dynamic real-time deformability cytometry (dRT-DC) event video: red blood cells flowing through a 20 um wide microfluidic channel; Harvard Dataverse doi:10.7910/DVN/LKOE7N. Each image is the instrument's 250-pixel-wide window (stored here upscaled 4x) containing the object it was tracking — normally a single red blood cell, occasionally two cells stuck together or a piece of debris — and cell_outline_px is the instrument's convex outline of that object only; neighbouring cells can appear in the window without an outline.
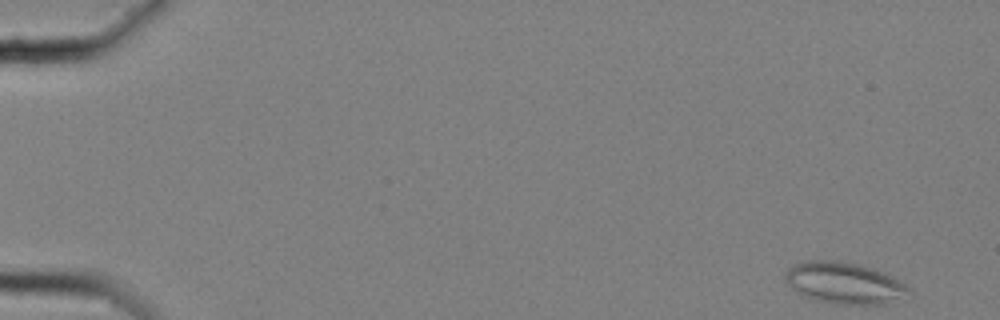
{"species": "common noctule bat (a hibernating species)", "species_latin": "Nyctalus noctula", "temperature_condition": "cold", "stored_images_in_passage": 57, "camera_frame_rate_fps": 3000, "um_per_image_px": 0.085, "animal": {"sex": "female", "body_mass_g": 25.1}, "frame": {"image": 1, "passage_image": 1, "time_ms": 0.0, "image_size_px": [1000, 320], "cell_outline_px": [[912, 296], [904, 300], [888, 304], [832, 304], [812, 300], [800, 296], [784, 280], [784, 272], [792, 264], [808, 260], [840, 260], [872, 268], [892, 276], [900, 280], [912, 292]], "centroid_in_image_um": [71.77, 24.08], "position_along_channel_um": 13.2, "area_um2": 30.81}}
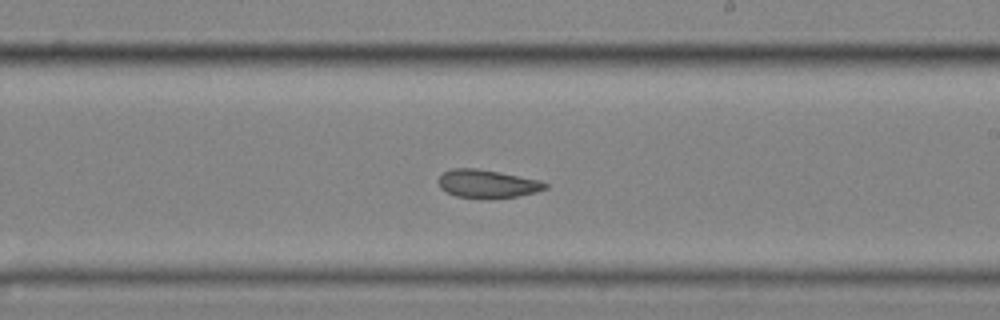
{"frame": {"image": 2, "passage_image": 34, "time_ms": 11.0, "image_size_px": [1000, 320], "cell_outline_px": [[548, 188], [536, 192], [516, 196], [456, 196], [440, 188], [440, 176], [444, 172], [452, 168], [476, 168], [540, 180], [548, 184]], "centroid_in_image_um": [41.44, 15.58], "position_along_channel_um": 247.6, "area_um2": 16.7}}
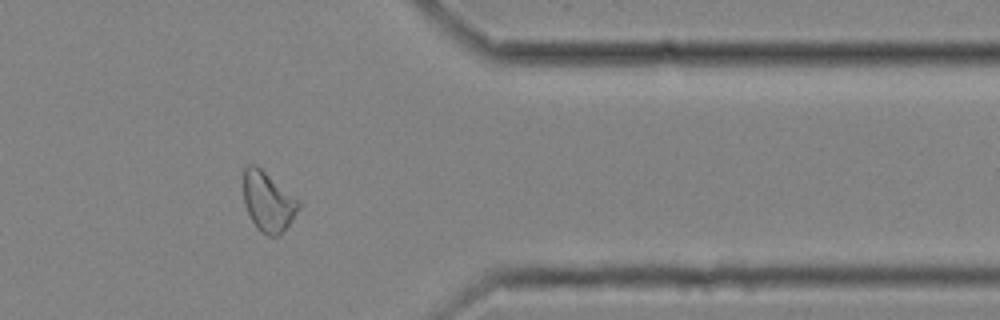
{"frame": {"image": 3, "passage_image": 47, "time_ms": 15.333, "image_size_px": [1000, 320], "cell_outline_px": [[300, 208], [288, 224], [276, 236], [268, 236], [260, 232], [256, 228], [244, 204], [244, 168], [248, 164], [256, 164], [300, 200]], "centroid_in_image_um": [22.78, 17.12], "position_along_channel_um": 388.6, "area_um2": 19.07}, "authors_computed_cell_mechanics": {"area_um2": 20.0566, "velocity_mm_per_s": 3.4853, "shape_relaxation_time_tau1_ms": null, "shape_relaxation_time_tau2_ms": 3.3235, "deformation_change_tau1": null, "deformation_change_tau2": 0.0879}}